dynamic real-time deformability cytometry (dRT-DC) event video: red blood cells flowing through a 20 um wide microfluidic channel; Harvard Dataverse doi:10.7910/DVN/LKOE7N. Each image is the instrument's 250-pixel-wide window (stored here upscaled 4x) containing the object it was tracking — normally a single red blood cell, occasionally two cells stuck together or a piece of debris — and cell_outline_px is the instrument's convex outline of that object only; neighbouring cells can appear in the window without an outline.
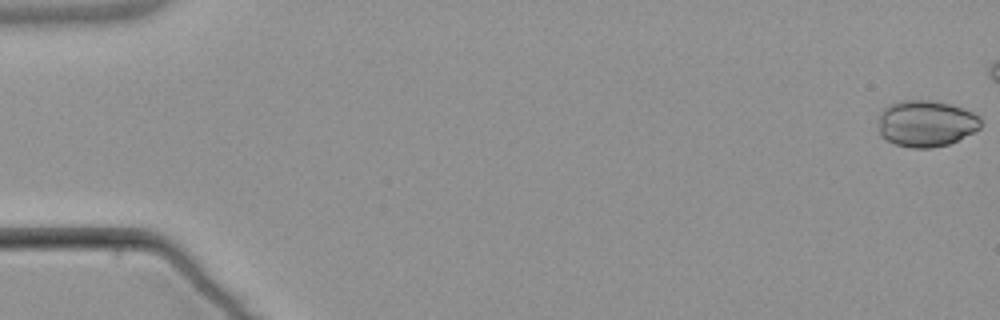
{"species": "common noctule bat (a hibernating species)", "species_latin": "Nyctalus noctula", "temperature_condition": "warm", "stored_images_in_passage": 6, "camera_frame_rate_fps": 3000, "um_per_image_px": 0.085, "animal": {"sex": "male", "body_mass_g": 21.5, "forearm_length_mm": 52.0}, "frame": {"image": 1, "passage_image": 1, "time_ms": 0.0, "image_size_px": [1000, 320], "cell_outline_px": [[980, 128], [948, 144], [932, 148], [912, 148], [896, 144], [880, 136], [876, 116], [888, 104], [900, 100], [928, 100], [948, 104], [972, 112], [980, 116]], "centroid_in_image_um": [78.64, 10.49], "position_along_channel_um": 6.4, "area_um2": 27.74}}